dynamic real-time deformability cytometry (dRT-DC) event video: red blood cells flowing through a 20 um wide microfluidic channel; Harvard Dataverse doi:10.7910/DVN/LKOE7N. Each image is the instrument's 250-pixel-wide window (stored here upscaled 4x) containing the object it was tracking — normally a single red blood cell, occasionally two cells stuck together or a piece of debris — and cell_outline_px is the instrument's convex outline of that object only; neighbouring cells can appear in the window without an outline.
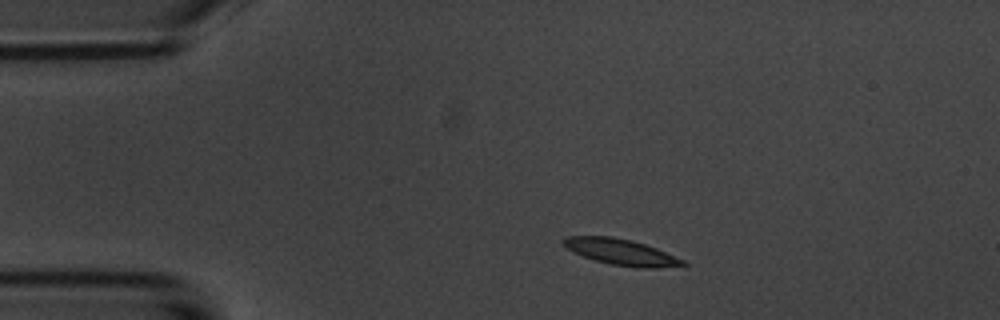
{"species": "common noctule bat (a hibernating species)", "species_latin": "Nyctalus noctula", "temperature_condition": "room temperature", "stored_images_in_passage": 4, "camera_frame_rate_fps": 3000, "um_per_image_px": 0.085, "animal": {"sex": "male", "body_mass_g": 20.1, "forearm_length_mm": 53.5}, "frame": {"image": 1, "passage_image": 2, "time_ms": 1.0, "image_size_px": [1000, 320], "cell_outline_px": [[688, 264], [660, 268], [640, 268], [612, 264], [596, 260], [572, 252], [560, 240], [564, 236], [612, 236], [632, 240], [656, 248], [684, 260]], "centroid_in_image_um": [52.78, 21.41], "position_along_channel_um": 32.2, "area_um2": 17.98}}